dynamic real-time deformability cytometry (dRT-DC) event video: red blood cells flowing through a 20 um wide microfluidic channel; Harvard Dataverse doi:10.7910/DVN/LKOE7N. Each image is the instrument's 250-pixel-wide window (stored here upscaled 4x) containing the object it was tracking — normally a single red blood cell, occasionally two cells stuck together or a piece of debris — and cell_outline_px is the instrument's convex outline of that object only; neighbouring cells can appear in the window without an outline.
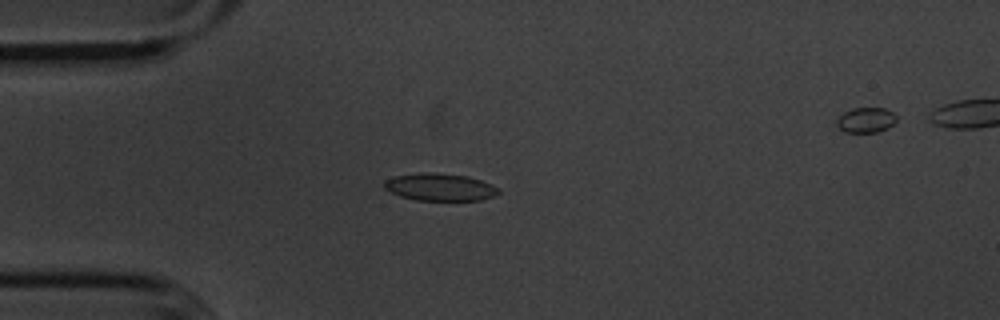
{"species": "common noctule bat (a hibernating species)", "species_latin": "Nyctalus noctula", "temperature_condition": "cold", "stored_images_in_passage": 47, "camera_frame_rate_fps": 3000, "um_per_image_px": 0.085, "animal": {"sex": "male", "body_mass_g": 20.1, "forearm_length_mm": 53.5}, "frame": {"image": 1, "passage_image": 8, "time_ms": 2.333, "image_size_px": [1000, 320], "cell_outline_px": [[500, 192], [492, 196], [480, 200], [416, 200], [400, 196], [384, 188], [384, 180], [396, 176], [420, 172], [432, 172], [468, 176], [480, 180], [500, 188]], "centroid_in_image_um": [37.38, 15.89], "position_along_channel_um": 47.6, "area_um2": 18.15}}
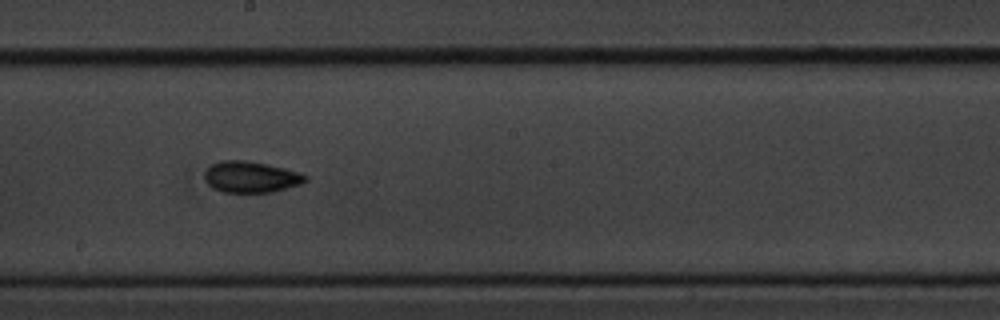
{"frame": {"image": 2, "passage_image": 24, "time_ms": 7.667, "image_size_px": [1000, 320], "cell_outline_px": [[308, 180], [300, 184], [272, 192], [224, 192], [212, 188], [204, 180], [204, 172], [212, 164], [220, 160], [248, 160], [268, 164], [300, 172], [308, 176]], "centroid_in_image_um": [21.32, 15.03], "position_along_channel_um": 226.9, "area_um2": 18.5}}
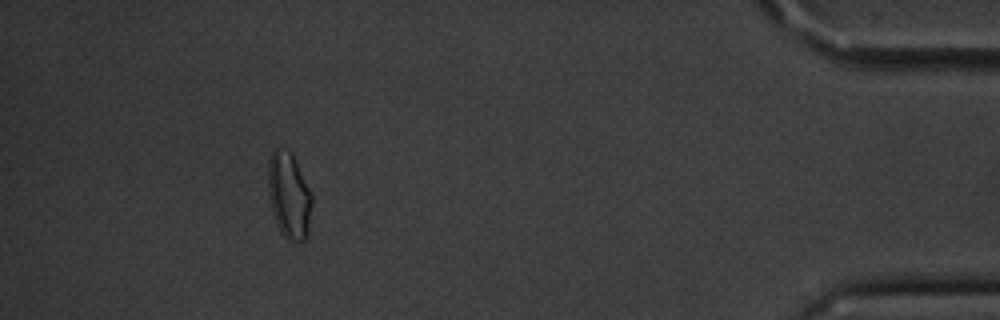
{"frame": {"image": 3, "passage_image": 44, "time_ms": 14.333, "image_size_px": [1000, 320], "cell_outline_px": [[312, 204], [308, 232], [304, 240], [288, 240], [280, 232], [272, 208], [268, 192], [268, 160], [272, 152], [276, 148], [288, 152], [292, 156], [312, 192]], "centroid_in_image_um": [24.57, 16.64], "position_along_channel_um": 410.6, "area_um2": 21.56}}